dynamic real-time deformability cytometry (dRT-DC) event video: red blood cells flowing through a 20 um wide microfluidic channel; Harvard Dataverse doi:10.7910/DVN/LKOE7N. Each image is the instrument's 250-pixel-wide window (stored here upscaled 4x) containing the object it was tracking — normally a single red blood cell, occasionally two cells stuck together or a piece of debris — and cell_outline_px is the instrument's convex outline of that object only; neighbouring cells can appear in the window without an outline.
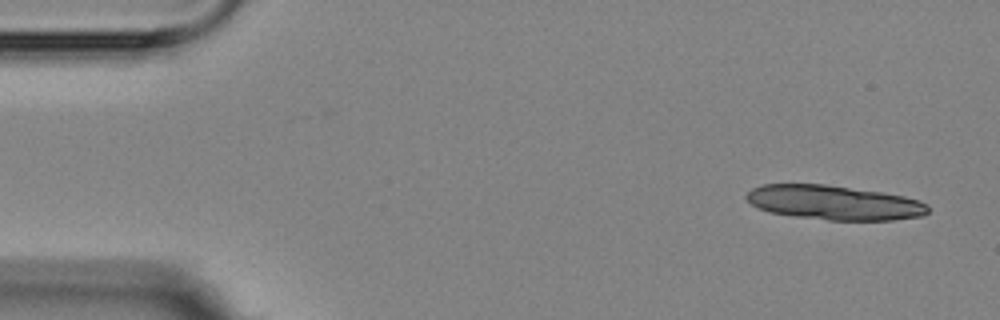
{"species": "Egyptian fruit bat (a non-hibernating species)", "species_latin": "Rousettus aegyptiacus", "temperature_condition": "room temperature", "stored_images_in_passage": 5, "camera_frame_rate_fps": 3000, "um_per_image_px": 0.085, "animal": {"sex": "female"}, "frame": {"image": 1, "passage_image": 1, "time_ms": 0.0, "image_size_px": [1000, 320], "cell_outline_px": [[928, 212], [924, 216], [892, 220], [828, 220], [796, 216], [768, 212], [752, 204], [744, 196], [752, 188], [764, 184], [824, 184], [880, 192], [904, 196], [920, 200], [928, 204]], "centroid_in_image_um": [70.92, 17.22], "position_along_channel_um": 14.1, "area_um2": 36.36}}